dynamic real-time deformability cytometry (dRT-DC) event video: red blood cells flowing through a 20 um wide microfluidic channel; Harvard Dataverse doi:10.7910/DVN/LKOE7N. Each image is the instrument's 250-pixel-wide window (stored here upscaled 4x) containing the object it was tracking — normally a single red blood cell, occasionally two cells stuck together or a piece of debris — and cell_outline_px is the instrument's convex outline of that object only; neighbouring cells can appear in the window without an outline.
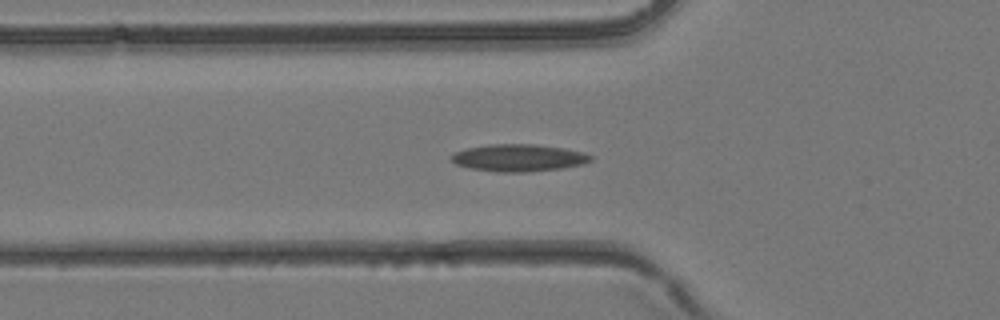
{"species": "common noctule bat (a hibernating species)", "species_latin": "Nyctalus noctula", "temperature_condition": "room temperature", "stored_images_in_passage": 39, "camera_frame_rate_fps": 3000, "um_per_image_px": 0.085, "animal": {"sex": "female", "body_mass_g": 24.6, "forearm_length_mm": 56.2}, "frame": {"image": 1, "passage_image": 13, "time_ms": 4.0, "image_size_px": [1000, 320], "cell_outline_px": [[592, 160], [584, 164], [560, 168], [524, 172], [496, 172], [468, 168], [456, 164], [448, 156], [464, 148], [488, 144], [536, 144], [564, 148], [584, 152], [592, 156]], "centroid_in_image_um": [44.05, 13.41], "position_along_channel_um": 81.7, "area_um2": 22.25}}
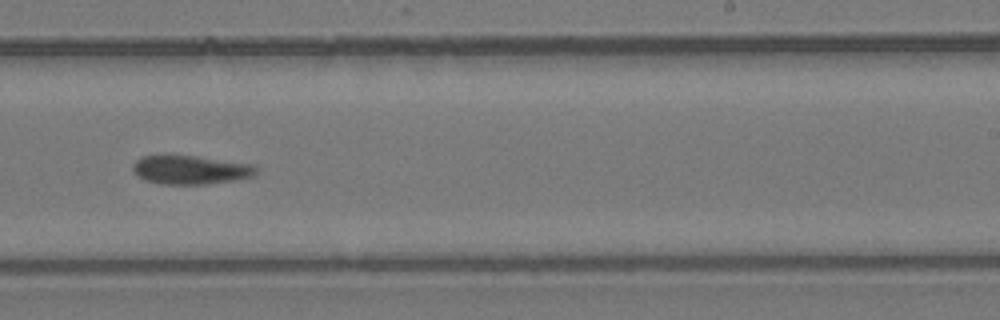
{"frame": {"image": 2, "passage_image": 24, "time_ms": 7.667, "image_size_px": [1000, 320], "cell_outline_px": [[256, 172], [252, 176], [232, 180], [204, 184], [164, 184], [144, 180], [136, 176], [132, 168], [132, 164], [140, 156], [164, 152], [168, 152], [256, 164]], "centroid_in_image_um": [16.09, 14.37], "position_along_channel_um": 272.9, "area_um2": 21.5}}
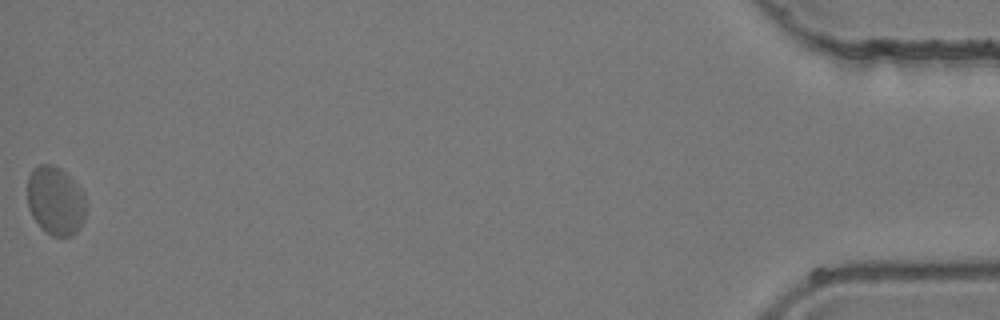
{"frame": {"image": 3, "passage_image": 39, "time_ms": 12.667, "image_size_px": [1000, 320], "cell_outline_px": [[84, 220], [80, 228], [72, 236], [52, 236], [32, 216], [28, 208], [28, 176], [36, 164], [52, 164], [60, 168], [84, 192]], "centroid_in_image_um": [4.71, 17.04], "position_along_channel_um": 430.5, "area_um2": 23.18}}